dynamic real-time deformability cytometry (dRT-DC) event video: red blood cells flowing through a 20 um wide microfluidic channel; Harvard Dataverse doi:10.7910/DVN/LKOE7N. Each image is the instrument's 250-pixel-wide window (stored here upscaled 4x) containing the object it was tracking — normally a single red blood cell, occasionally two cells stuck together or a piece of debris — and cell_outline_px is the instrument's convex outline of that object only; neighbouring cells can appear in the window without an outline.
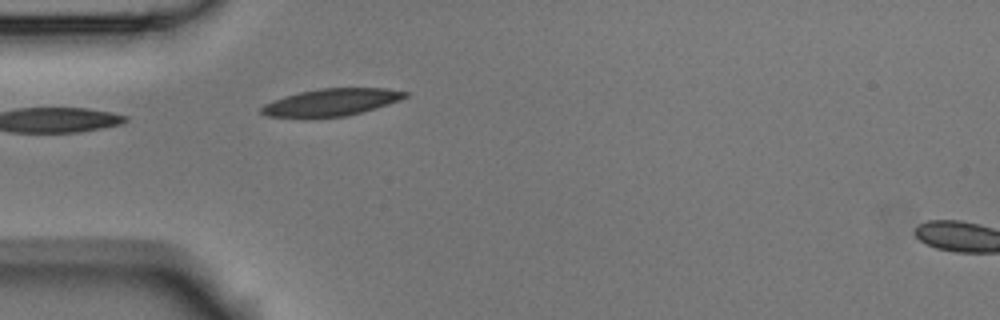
{"species": "Egyptian fruit bat (a non-hibernating species)", "species_latin": "Rousettus aegyptiacus", "temperature_condition": "room temperature", "stored_images_in_passage": 4, "segment_of_instrument_passage": [1, 2], "camera_frame_rate_fps": 3000, "um_per_image_px": 0.085, "animal": {"sex": "male"}, "frame": {"image": 1, "passage_image": 3, "time_ms": 0.667, "image_size_px": [1000, 320], "cell_outline_px": [[408, 96], [400, 100], [388, 104], [360, 112], [344, 116], [268, 116], [260, 112], [260, 108], [264, 104], [272, 100], [284, 96], [300, 92], [320, 88], [384, 88], [408, 92]], "centroid_in_image_um": [28.17, 8.66], "position_along_channel_um": 56.8, "area_um2": 22.2}}